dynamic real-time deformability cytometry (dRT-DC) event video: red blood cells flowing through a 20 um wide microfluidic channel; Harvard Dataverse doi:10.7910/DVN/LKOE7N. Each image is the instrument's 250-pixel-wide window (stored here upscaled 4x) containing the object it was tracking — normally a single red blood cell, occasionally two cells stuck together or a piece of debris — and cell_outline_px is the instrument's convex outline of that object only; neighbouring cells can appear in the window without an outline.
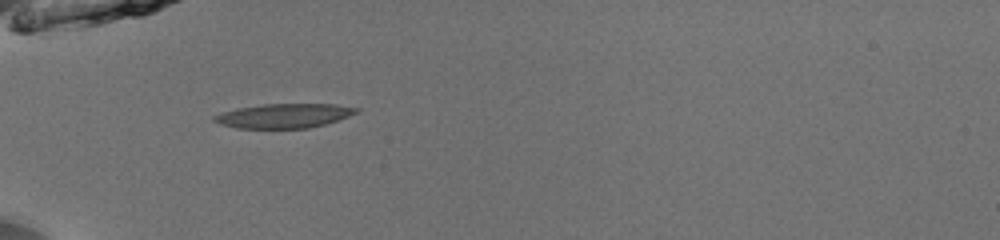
{"species": "common noctule bat (a hibernating species)", "species_latin": "Nyctalus noctula", "temperature_condition": "room temperature", "stored_images_in_passage": 35, "camera_frame_rate_fps": 3000, "um_per_image_px": 0.085, "animal": {"sex": "male", "body_mass_g": 13.0, "forearm_length_mm": 53.1}, "frame": {"image": 1, "passage_image": 1, "time_ms": 0.0, "image_size_px": [1000, 240], "cell_outline_px": [[360, 112], [324, 124], [308, 128], [236, 128], [220, 124], [212, 120], [212, 116], [236, 108], [264, 104], [336, 104], [360, 108]], "centroid_in_image_um": [24.13, 9.83], "position_along_channel_um": 60.9, "area_um2": 20.11}}
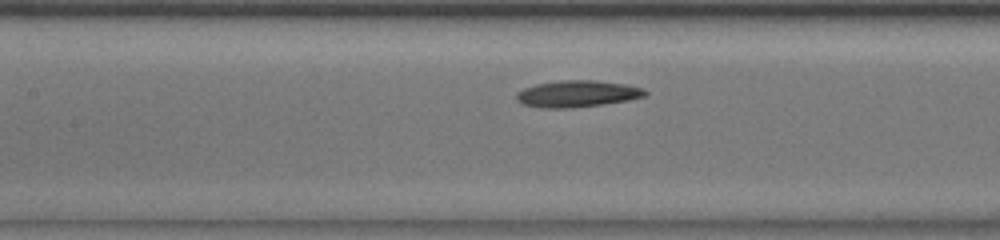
{"frame": {"image": 2, "passage_image": 9, "time_ms": 2.667, "image_size_px": [1000, 240], "cell_outline_px": [[648, 92], [644, 96], [628, 100], [572, 108], [540, 108], [524, 104], [516, 100], [516, 92], [524, 88], [536, 84], [560, 80], [596, 80], [624, 84], [644, 88]], "centroid_in_image_um": [49.04, 7.97], "position_along_channel_um": 158.4, "area_um2": 19.94}}
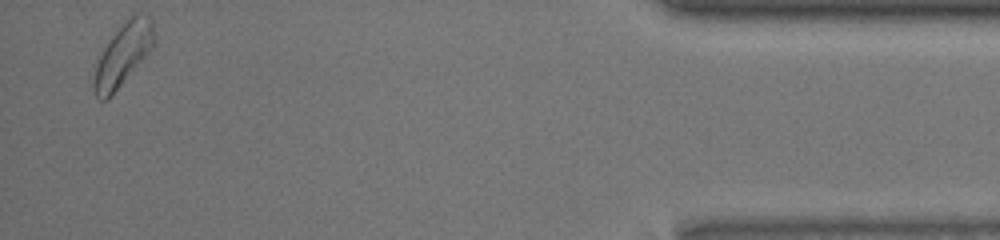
{"frame": {"image": 3, "passage_image": 34, "time_ms": 11.0, "image_size_px": [1000, 240], "cell_outline_px": [[156, 40], [152, 48], [120, 84], [104, 100], [100, 100], [96, 96], [92, 88], [92, 80], [96, 64], [104, 48], [112, 36], [128, 16], [148, 16], [152, 20], [156, 36]], "centroid_in_image_um": [10.45, 4.61], "position_along_channel_um": 424.8, "area_um2": 21.15}, "authors_computed_cell_mechanics": {"area_um2": 19.8254, "velocity_mm_per_s": 3.9272, "shape_relaxation_time_tau1_ms": 3.2387, "shape_relaxation_time_tau2_ms": null, "deformation_change_tau1": 0.1027, "deformation_change_tau2": null}}